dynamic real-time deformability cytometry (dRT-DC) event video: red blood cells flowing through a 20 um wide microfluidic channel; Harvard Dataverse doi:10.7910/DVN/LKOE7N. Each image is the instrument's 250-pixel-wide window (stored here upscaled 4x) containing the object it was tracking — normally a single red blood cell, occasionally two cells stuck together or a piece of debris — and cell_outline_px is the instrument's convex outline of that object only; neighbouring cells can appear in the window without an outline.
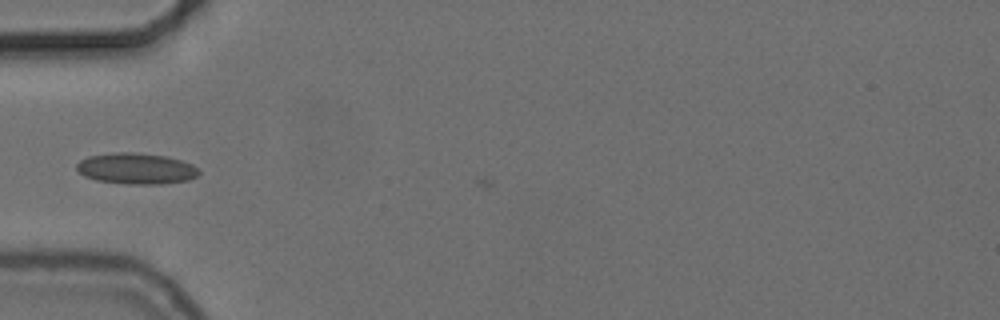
{"species": "common noctule bat (a hibernating species)", "species_latin": "Nyctalus noctula", "temperature_condition": "cold", "stored_images_in_passage": 3, "camera_frame_rate_fps": 3000, "um_per_image_px": 0.085, "animal": {"sex": "female", "body_mass_g": 24.6, "forearm_length_mm": 56.2}, "frame": {"image": 1, "passage_image": 2, "time_ms": 0.333, "image_size_px": [1000, 320], "cell_outline_px": [[200, 176], [188, 180], [160, 184], [128, 184], [96, 180], [84, 176], [76, 168], [76, 164], [80, 160], [88, 156], [112, 152], [132, 152], [164, 156], [180, 160], [192, 164], [200, 172]], "centroid_in_image_um": [11.57, 14.33], "position_along_channel_um": 73.4, "area_um2": 22.14}}